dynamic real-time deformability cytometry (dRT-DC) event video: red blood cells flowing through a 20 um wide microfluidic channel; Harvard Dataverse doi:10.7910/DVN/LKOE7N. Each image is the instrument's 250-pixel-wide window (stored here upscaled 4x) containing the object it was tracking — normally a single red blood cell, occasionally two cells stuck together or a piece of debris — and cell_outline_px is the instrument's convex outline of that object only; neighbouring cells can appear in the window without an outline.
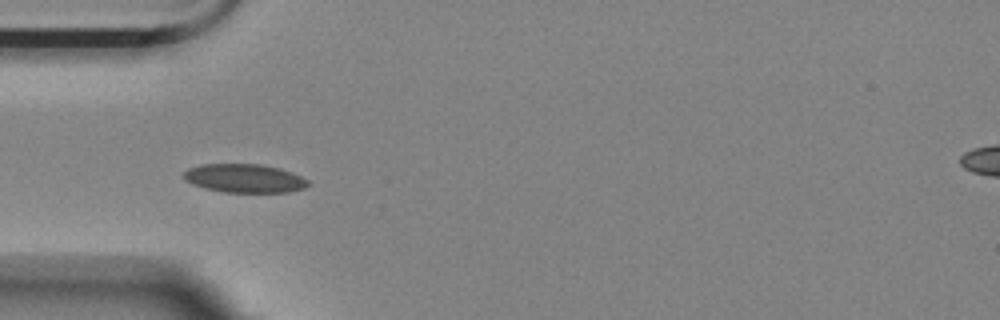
{"species": "Egyptian fruit bat (a non-hibernating species)", "species_latin": "Rousettus aegyptiacus", "temperature_condition": "room temperature", "stored_images_in_passage": 10, "camera_frame_rate_fps": 3000, "um_per_image_px": 0.085, "animal": {"sex": "female"}, "frame": {"image": 1, "passage_image": 6, "time_ms": 1.667, "image_size_px": [1000, 320], "cell_outline_px": [[312, 184], [304, 188], [288, 192], [224, 192], [204, 188], [192, 184], [184, 180], [184, 172], [188, 168], [200, 164], [260, 164], [280, 168], [292, 172], [308, 180]], "centroid_in_image_um": [20.78, 15.15], "position_along_channel_um": 64.2, "area_um2": 20.87}}
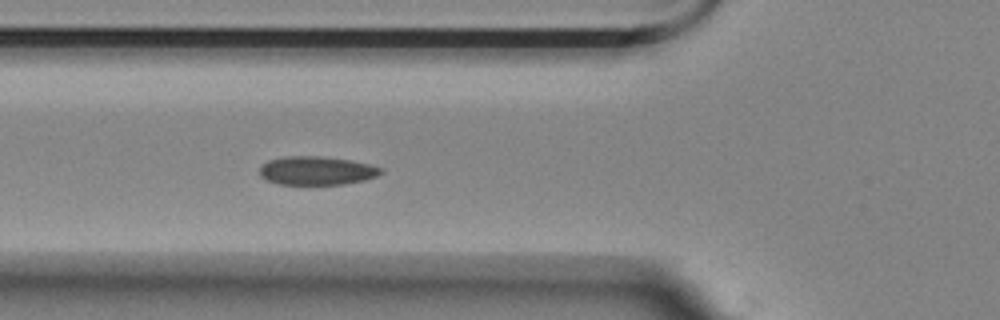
{"frame": {"image": 2, "passage_image": 9, "time_ms": 2.667, "image_size_px": [1000, 320], "cell_outline_px": [[384, 172], [376, 176], [364, 180], [344, 184], [280, 184], [268, 180], [260, 176], [260, 168], [268, 160], [288, 156], [324, 156], [352, 160], [384, 168]], "centroid_in_image_um": [26.96, 14.49], "position_along_channel_um": 98.8, "area_um2": 20.17}}